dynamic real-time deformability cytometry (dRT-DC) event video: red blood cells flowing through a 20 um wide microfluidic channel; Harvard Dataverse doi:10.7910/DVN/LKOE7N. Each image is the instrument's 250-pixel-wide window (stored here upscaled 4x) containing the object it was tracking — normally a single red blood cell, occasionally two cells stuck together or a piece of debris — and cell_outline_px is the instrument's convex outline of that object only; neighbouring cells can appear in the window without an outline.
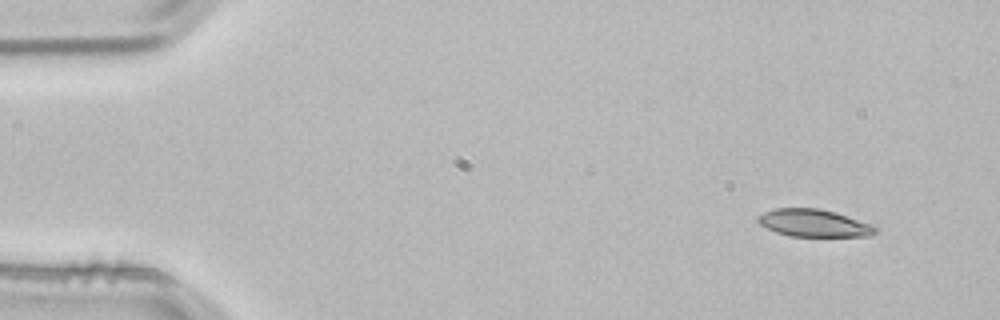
{"species": "common noctule bat (a hibernating species)", "species_latin": "Nyctalus noctula", "temperature_condition": "room temperature", "stored_images_in_passage": 4, "camera_frame_rate_fps": 3000, "um_per_image_px": 0.085, "animal": {"sex": "male", "body_mass_g": 21.5, "forearm_length_mm": 52.0}, "frame": {"image": 1, "passage_image": 1, "time_ms": 0.0, "image_size_px": [1000, 320], "cell_outline_px": [[880, 228], [876, 232], [868, 236], [792, 236], [776, 232], [760, 224], [756, 220], [756, 216], [772, 208], [820, 208], [836, 212], [876, 224]], "centroid_in_image_um": [69.24, 18.95], "position_along_channel_um": 15.8, "area_um2": 19.13}}
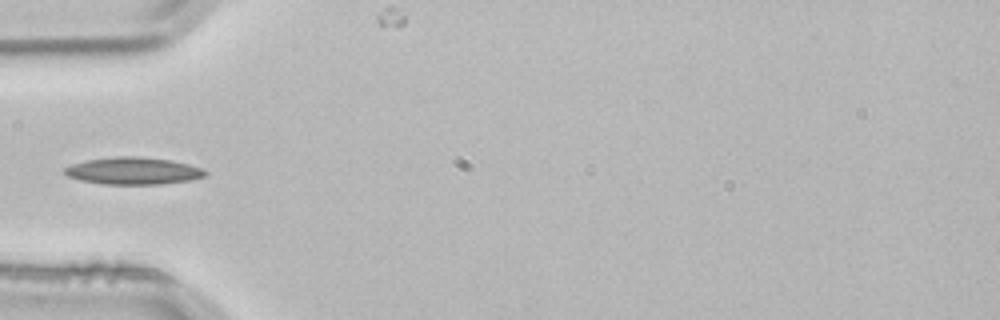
{"frame": {"image": 2, "passage_image": 4, "time_ms": 1.0, "image_size_px": [1000, 320], "cell_outline_px": [[208, 172], [204, 176], [188, 180], [160, 184], [104, 184], [80, 180], [68, 176], [64, 172], [64, 168], [72, 164], [88, 160], [116, 156], [136, 156], [172, 160], [188, 164], [200, 168]], "centroid_in_image_um": [11.31, 14.52], "position_along_channel_um": 73.7, "area_um2": 22.02}}